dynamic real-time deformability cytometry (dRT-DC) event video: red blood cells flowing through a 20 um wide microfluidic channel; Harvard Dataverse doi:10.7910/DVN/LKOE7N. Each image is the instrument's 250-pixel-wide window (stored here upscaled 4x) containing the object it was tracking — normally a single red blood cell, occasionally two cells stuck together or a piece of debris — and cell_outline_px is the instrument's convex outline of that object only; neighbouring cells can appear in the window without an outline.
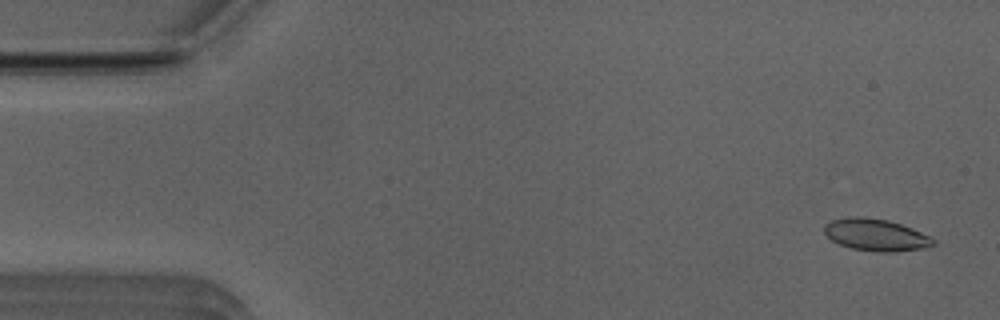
{"species": "Egyptian fruit bat (a non-hibernating species)", "species_latin": "Rousettus aegyptiacus", "temperature_condition": "room temperature", "stored_images_in_passage": 51, "camera_frame_rate_fps": 3000, "um_per_image_px": 0.085, "animal": {"sex": "male"}, "frame": {"image": 1, "passage_image": 2, "time_ms": 0.333, "image_size_px": [1000, 320], "cell_outline_px": [[936, 244], [928, 248], [896, 252], [876, 252], [852, 248], [840, 244], [832, 240], [824, 232], [824, 224], [832, 220], [848, 216], [864, 216], [888, 220], [912, 228], [936, 240]], "centroid_in_image_um": [74.47, 19.96], "position_along_channel_um": 10.5, "area_um2": 20.52}}
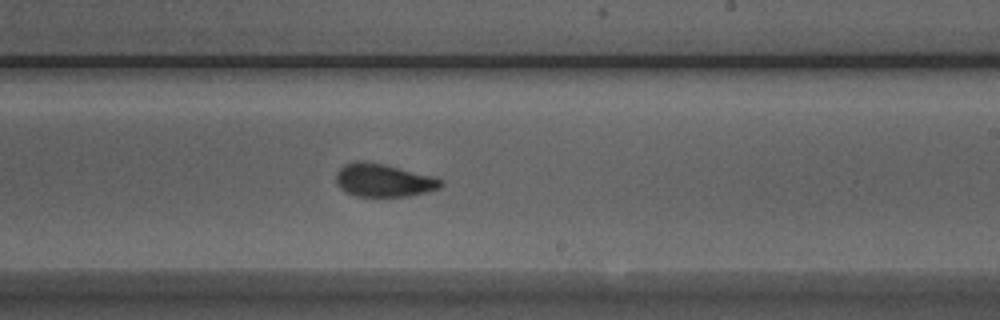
{"frame": {"image": 2, "passage_image": 30, "time_ms": 9.667, "image_size_px": [1000, 320], "cell_outline_px": [[444, 184], [440, 188], [408, 196], [356, 196], [340, 188], [336, 184], [336, 172], [344, 164], [356, 160], [364, 160], [384, 164], [432, 176], [444, 180]], "centroid_in_image_um": [32.58, 15.31], "position_along_channel_um": 256.4, "area_um2": 20.17}}
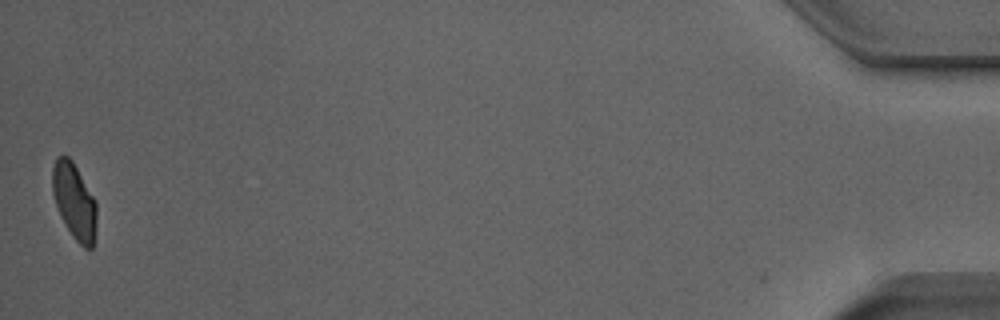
{"frame": {"image": 3, "passage_image": 51, "time_ms": 16.667, "image_size_px": [1000, 320], "cell_outline_px": [[96, 224], [92, 248], [84, 248], [72, 236], [60, 216], [52, 192], [52, 168], [56, 156], [68, 156], [72, 160], [96, 200]], "centroid_in_image_um": [6.31, 17.08], "position_along_channel_um": 428.9, "area_um2": 19.54}, "authors_computed_cell_mechanics": {"area_um2": 20.1144, "velocity_mm_per_s": 3.9257, "shape_relaxation_time_tau1_ms": null, "shape_relaxation_time_tau2_ms": 1.1251, "deformation_change_tau1": null, "deformation_change_tau2": 0.0663}}